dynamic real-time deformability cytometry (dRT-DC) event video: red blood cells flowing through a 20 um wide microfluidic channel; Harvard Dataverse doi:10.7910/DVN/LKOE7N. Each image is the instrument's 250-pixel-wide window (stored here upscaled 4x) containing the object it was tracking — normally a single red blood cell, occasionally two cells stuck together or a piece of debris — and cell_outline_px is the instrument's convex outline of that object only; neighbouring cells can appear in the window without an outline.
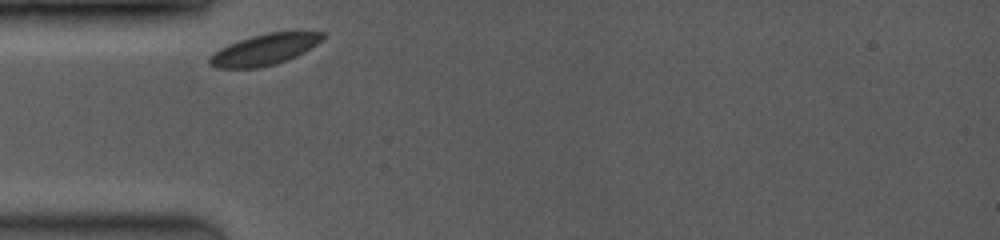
{"species": "common noctule bat (a hibernating species)", "species_latin": "Nyctalus noctula", "temperature_condition": "room temperature", "stored_images_in_passage": 3, "camera_frame_rate_fps": 3500, "um_per_image_px": 0.085, "animal": {"sex": "female", "body_mass_g": 19.0, "forearm_length_mm": 53.3}, "frame": {"image": 1, "passage_image": 1, "time_ms": 0.0, "image_size_px": [1000, 240], "cell_outline_px": [[324, 36], [316, 44], [304, 52], [288, 60], [276, 64], [260, 68], [216, 68], [208, 64], [208, 56], [220, 48], [240, 40], [252, 36], [268, 32], [324, 32]], "centroid_in_image_um": [22.43, 4.23], "position_along_channel_um": 62.6, "area_um2": 20.35}}
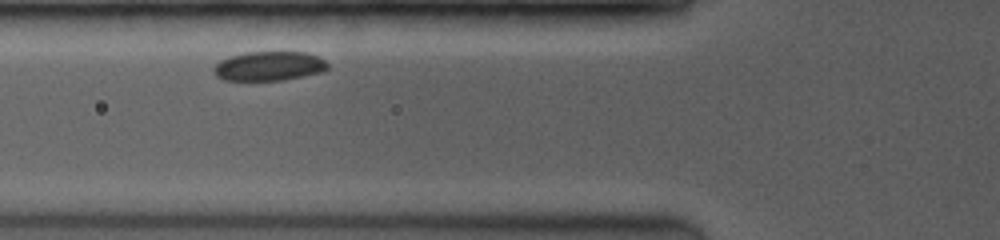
{"frame": {"image": 2, "passage_image": 2, "time_ms": 1.143, "image_size_px": [1000, 240], "cell_outline_px": [[328, 68], [324, 72], [284, 80], [224, 80], [216, 76], [212, 72], [212, 68], [220, 60], [228, 56], [248, 52], [308, 52], [320, 56], [328, 64]], "centroid_in_image_um": [22.88, 5.61], "position_along_channel_um": 102.9, "area_um2": 19.77}}
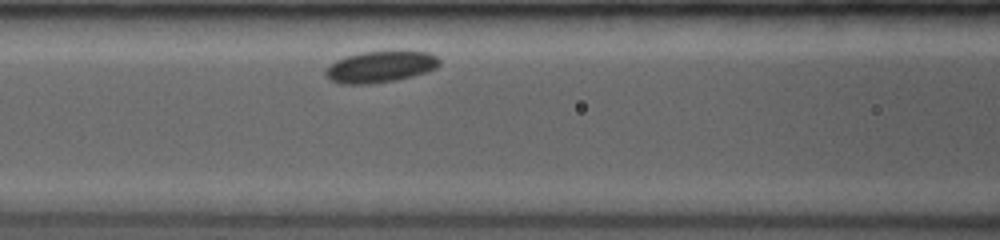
{"frame": {"image": 3, "passage_image": 3, "time_ms": 2.0, "image_size_px": [1000, 240], "cell_outline_px": [[440, 64], [436, 68], [428, 72], [396, 80], [368, 84], [344, 84], [332, 80], [324, 72], [324, 68], [328, 64], [336, 60], [348, 56], [364, 52], [396, 48], [428, 52], [436, 56], [440, 60]], "centroid_in_image_um": [32.38, 5.63], "position_along_channel_um": 134.2, "area_um2": 21.5}}